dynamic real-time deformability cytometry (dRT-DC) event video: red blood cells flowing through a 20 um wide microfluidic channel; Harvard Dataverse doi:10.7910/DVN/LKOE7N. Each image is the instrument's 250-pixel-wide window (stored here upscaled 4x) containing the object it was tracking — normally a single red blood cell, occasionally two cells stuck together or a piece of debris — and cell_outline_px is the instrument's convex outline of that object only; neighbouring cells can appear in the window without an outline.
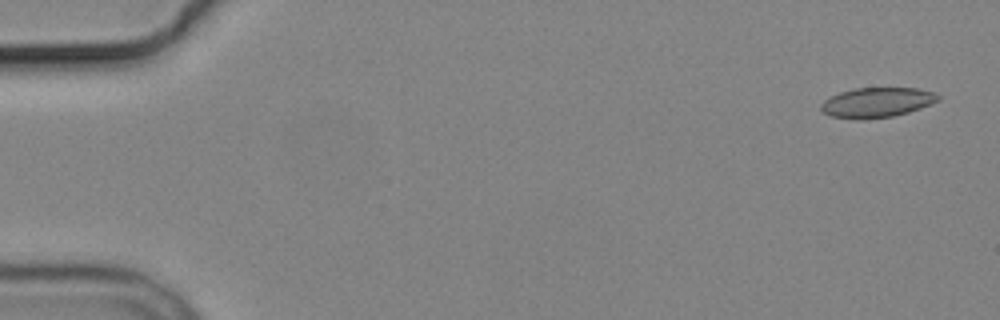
{"species": "common noctule bat (a hibernating species)", "species_latin": "Nyctalus noctula", "temperature_condition": "cold", "stored_images_in_passage": 5, "camera_frame_rate_fps": 3000, "um_per_image_px": 0.085, "animal": {"sex": "male", "body_mass_g": 19.2, "forearm_length_mm": 51.8}, "frame": {"image": 1, "passage_image": 1, "time_ms": 0.0, "image_size_px": [1000, 320], "cell_outline_px": [[940, 100], [920, 108], [908, 112], [892, 116], [864, 120], [860, 120], [832, 116], [820, 112], [820, 104], [824, 100], [840, 92], [852, 88], [920, 88], [936, 92], [940, 96]], "centroid_in_image_um": [74.53, 8.71], "position_along_channel_um": 10.5, "area_um2": 20.63}}
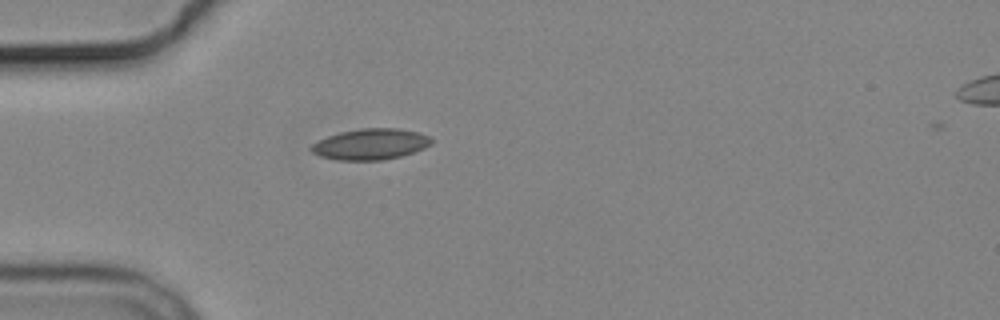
{"frame": {"image": 2, "passage_image": 4, "time_ms": 4.667, "image_size_px": [1000, 320], "cell_outline_px": [[432, 144], [424, 148], [400, 156], [380, 160], [340, 160], [320, 156], [312, 152], [308, 148], [312, 144], [328, 136], [340, 132], [360, 128], [400, 128], [416, 132], [428, 136], [432, 140]], "centroid_in_image_um": [31.48, 12.25], "position_along_channel_um": 53.5, "area_um2": 21.5}}